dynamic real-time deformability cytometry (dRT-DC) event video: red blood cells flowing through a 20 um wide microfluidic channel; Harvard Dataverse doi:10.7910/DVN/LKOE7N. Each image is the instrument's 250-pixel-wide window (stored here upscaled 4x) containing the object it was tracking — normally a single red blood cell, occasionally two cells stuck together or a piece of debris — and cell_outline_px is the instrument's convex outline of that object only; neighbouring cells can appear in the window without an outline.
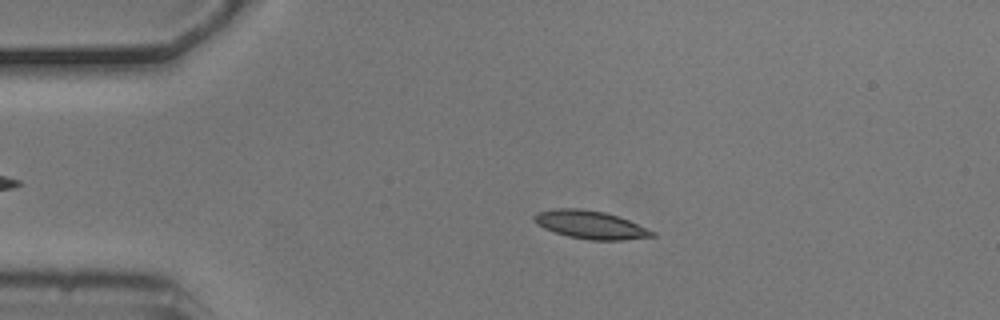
{"species": "common noctule bat (a hibernating species)", "species_latin": "Nyctalus noctula", "temperature_condition": "cold", "stored_images_in_passage": 3, "camera_frame_rate_fps": 3000, "um_per_image_px": 0.085, "animal": {"sex": "male", "body_mass_g": 20.5, "forearm_length_mm": 52.5}, "frame": {"image": 1, "passage_image": 2, "time_ms": 0.333, "image_size_px": [1000, 320], "cell_outline_px": [[656, 236], [624, 240], [588, 240], [568, 236], [544, 228], [536, 224], [532, 220], [532, 216], [536, 212], [556, 208], [580, 208], [604, 212], [628, 220], [656, 232]], "centroid_in_image_um": [50.15, 19.1], "position_along_channel_um": 34.8, "area_um2": 19.36}}